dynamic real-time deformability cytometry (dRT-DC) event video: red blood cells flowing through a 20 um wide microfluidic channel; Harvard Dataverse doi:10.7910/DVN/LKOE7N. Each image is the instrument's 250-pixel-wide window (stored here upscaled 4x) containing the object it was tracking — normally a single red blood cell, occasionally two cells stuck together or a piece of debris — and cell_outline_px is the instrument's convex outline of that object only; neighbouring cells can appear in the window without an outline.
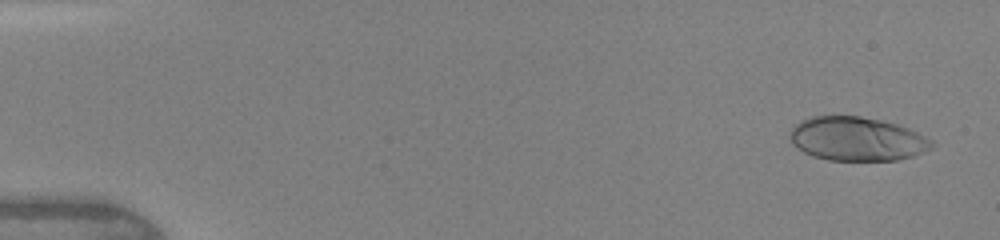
{"species": "human", "species_latin": "Homo sapiens", "temperature_condition": "warm", "stored_images_in_passage": 46, "camera_frame_rate_fps": 3000, "um_per_image_px": 0.085, "donor": {"sex": "female"}, "frame": {"image": 1, "passage_image": 2, "time_ms": 0.333, "image_size_px": [1000, 240], "cell_outline_px": [[932, 148], [912, 156], [896, 160], [828, 160], [812, 156], [804, 152], [792, 144], [792, 128], [800, 120], [812, 116], [860, 116], [884, 120], [908, 128], [932, 140]], "centroid_in_image_um": [72.84, 11.8], "position_along_channel_um": 12.2, "area_um2": 36.01}}
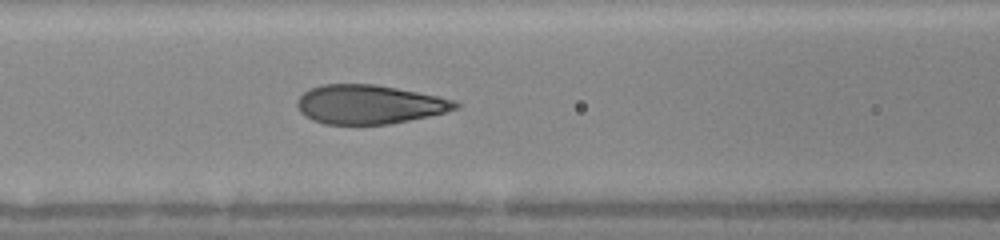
{"frame": {"image": 2, "passage_image": 20, "time_ms": 6.333, "image_size_px": [1000, 240], "cell_outline_px": [[460, 108], [428, 116], [388, 124], [324, 124], [312, 120], [304, 116], [300, 112], [296, 104], [296, 100], [304, 92], [312, 88], [324, 84], [372, 84], [396, 88], [456, 100], [460, 104]], "centroid_in_image_um": [31.36, 8.88], "position_along_channel_um": 135.2, "area_um2": 35.78}}
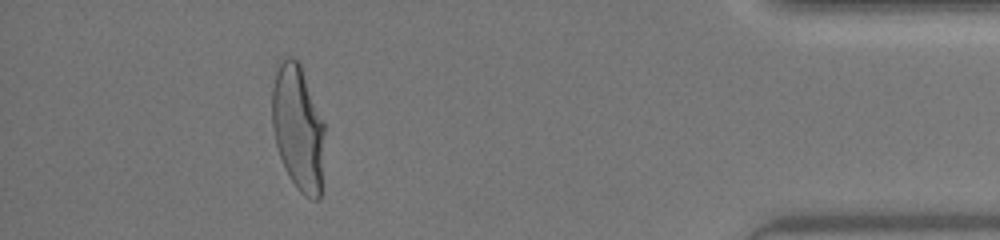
{"frame": {"image": 3, "passage_image": 42, "time_ms": 13.667, "image_size_px": [1000, 240], "cell_outline_px": [[324, 132], [320, 200], [312, 200], [304, 196], [296, 188], [288, 176], [280, 156], [276, 144], [272, 128], [272, 88], [276, 60], [288, 56], [292, 56], [300, 60], [324, 120]], "centroid_in_image_um": [25.32, 10.77], "position_along_channel_um": 409.9, "area_um2": 39.54}, "authors_computed_cell_mechanics": {"area_um2": 36.7608, "velocity_mm_per_s": 4.3668, "shape_relaxation_time_tau1_ms": 4.3789, "shape_relaxation_time_tau2_ms": null, "deformation_change_tau1": 0.2369, "deformation_change_tau2": null}}